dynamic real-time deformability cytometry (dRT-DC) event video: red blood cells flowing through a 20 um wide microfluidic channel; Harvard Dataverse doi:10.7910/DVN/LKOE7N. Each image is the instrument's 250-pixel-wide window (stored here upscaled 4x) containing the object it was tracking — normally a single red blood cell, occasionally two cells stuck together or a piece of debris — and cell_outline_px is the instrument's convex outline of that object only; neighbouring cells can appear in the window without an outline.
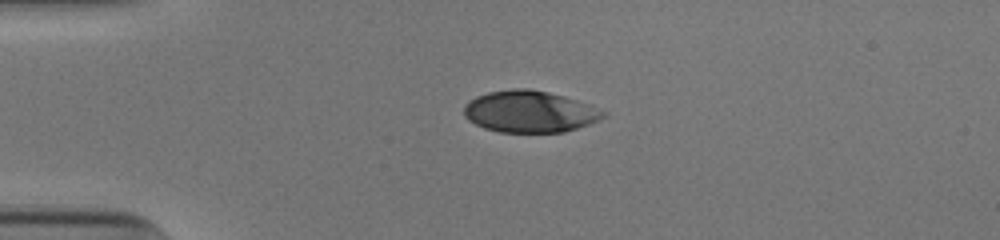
{"species": "human", "species_latin": "Homo sapiens", "temperature_condition": "cold", "stored_images_in_passage": 40, "camera_frame_rate_fps": 3000, "um_per_image_px": 0.085, "donor": {"sex": "male"}, "frame": {"image": 1, "passage_image": 1, "time_ms": 0.0, "image_size_px": [1000, 240], "cell_outline_px": [[608, 112], [604, 116], [588, 124], [564, 132], [500, 132], [484, 128], [468, 120], [464, 116], [464, 104], [468, 100], [476, 96], [488, 92], [512, 88], [528, 88], [548, 92], [564, 96], [576, 100]], "centroid_in_image_um": [44.97, 9.48], "position_along_channel_um": 40.0, "area_um2": 33.76}}
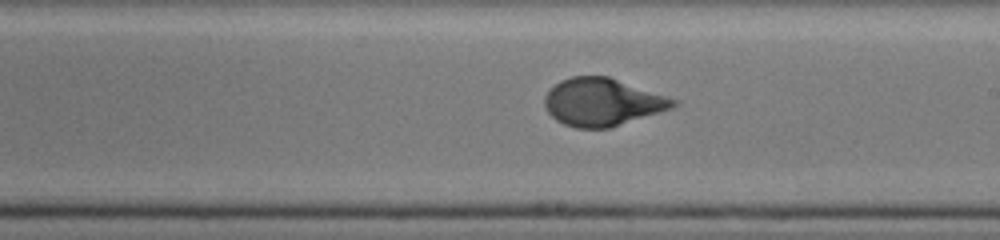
{"frame": {"image": 2, "passage_image": 19, "time_ms": 6.0, "image_size_px": [1000, 240], "cell_outline_px": [[680, 100], [672, 108], [608, 128], [576, 128], [564, 124], [556, 120], [548, 112], [544, 104], [544, 96], [560, 80], [572, 76], [608, 76]], "centroid_in_image_um": [51.2, 8.67], "position_along_channel_um": 237.8, "area_um2": 35.49}}
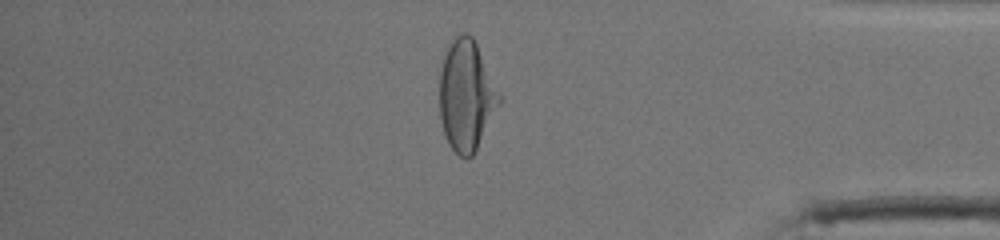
{"frame": {"image": 3, "passage_image": 33, "time_ms": 10.667, "image_size_px": [1000, 240], "cell_outline_px": [[500, 100], [472, 156], [460, 156], [448, 144], [440, 120], [440, 68], [444, 56], [452, 40], [456, 36], [464, 32], [472, 36], [476, 44], [500, 96]], "centroid_in_image_um": [39.59, 8.1], "position_along_channel_um": 395.6, "area_um2": 37.17}, "authors_computed_cell_mechanics": {"area_um2": 36.0672, "velocity_mm_per_s": 3.9045, "shape_relaxation_time_tau1_ms": 3.5209, "shape_relaxation_time_tau2_ms": null, "deformation_change_tau1": 0.1939, "deformation_change_tau2": null}}